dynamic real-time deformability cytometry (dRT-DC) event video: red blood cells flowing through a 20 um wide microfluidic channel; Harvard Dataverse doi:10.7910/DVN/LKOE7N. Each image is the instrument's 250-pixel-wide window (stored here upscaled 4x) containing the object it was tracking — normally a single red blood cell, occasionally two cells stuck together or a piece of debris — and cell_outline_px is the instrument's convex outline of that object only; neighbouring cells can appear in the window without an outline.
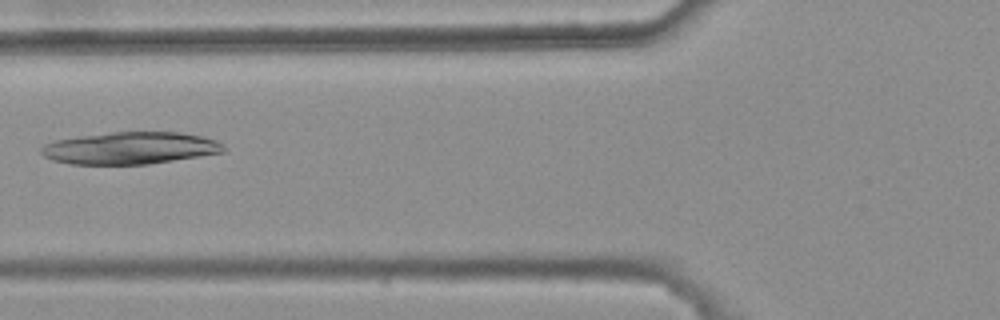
{"species": "common noctule bat (a hibernating species)", "species_latin": "Nyctalus noctula", "temperature_condition": "warm", "stored_images_in_passage": 3, "camera_frame_rate_fps": 3000, "um_per_image_px": 0.085, "animal": {"sex": "female", "body_mass_g": 25.1}, "frame": {"image": 1, "passage_image": 2, "time_ms": 0.333, "image_size_px": [1000, 320], "cell_outline_px": [[224, 152], [148, 164], [68, 164], [52, 160], [44, 156], [40, 152], [40, 148], [44, 144], [56, 140], [80, 136], [112, 132], [180, 132], [200, 136], [216, 140], [224, 144]], "centroid_in_image_um": [11.03, 12.59], "position_along_channel_um": 114.8, "area_um2": 34.04}}
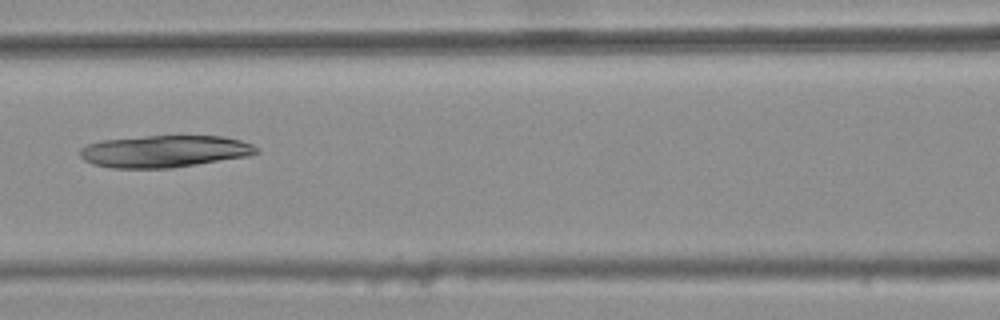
{"frame": {"image": 2, "passage_image": 3, "time_ms": 0.667, "image_size_px": [1000, 320], "cell_outline_px": [[260, 152], [248, 156], [172, 168], [112, 168], [92, 164], [84, 160], [80, 156], [80, 148], [88, 144], [100, 140], [148, 136], [224, 136], [240, 140], [252, 144], [260, 148]], "centroid_in_image_um": [13.99, 12.86], "position_along_channel_um": 152.6, "area_um2": 33.06}}